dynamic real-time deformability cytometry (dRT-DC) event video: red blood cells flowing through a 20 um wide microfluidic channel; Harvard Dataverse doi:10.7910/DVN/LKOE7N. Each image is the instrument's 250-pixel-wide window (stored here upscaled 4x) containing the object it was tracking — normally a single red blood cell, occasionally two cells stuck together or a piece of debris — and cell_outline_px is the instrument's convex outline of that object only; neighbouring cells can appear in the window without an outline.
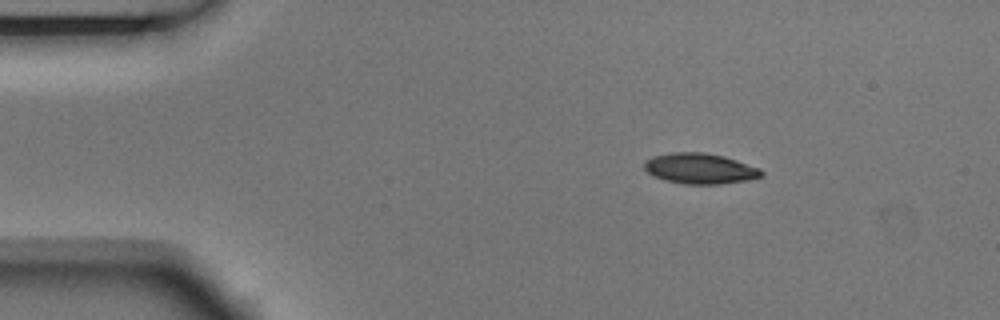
{"species": "Egyptian fruit bat (a non-hibernating species)", "species_latin": "Rousettus aegyptiacus", "temperature_condition": "room temperature", "stored_images_in_passage": 5, "segment_of_instrument_passage": [1, 2], "camera_frame_rate_fps": 3000, "um_per_image_px": 0.085, "animal": {"sex": "male"}, "frame": {"image": 1, "passage_image": 2, "time_ms": 0.333, "image_size_px": [1000, 320], "cell_outline_px": [[764, 176], [748, 180], [720, 184], [684, 184], [664, 180], [652, 176], [644, 168], [644, 160], [652, 156], [672, 152], [704, 152], [724, 156], [760, 168], [764, 172]], "centroid_in_image_um": [59.49, 14.32], "position_along_channel_um": 25.5, "area_um2": 21.1}}